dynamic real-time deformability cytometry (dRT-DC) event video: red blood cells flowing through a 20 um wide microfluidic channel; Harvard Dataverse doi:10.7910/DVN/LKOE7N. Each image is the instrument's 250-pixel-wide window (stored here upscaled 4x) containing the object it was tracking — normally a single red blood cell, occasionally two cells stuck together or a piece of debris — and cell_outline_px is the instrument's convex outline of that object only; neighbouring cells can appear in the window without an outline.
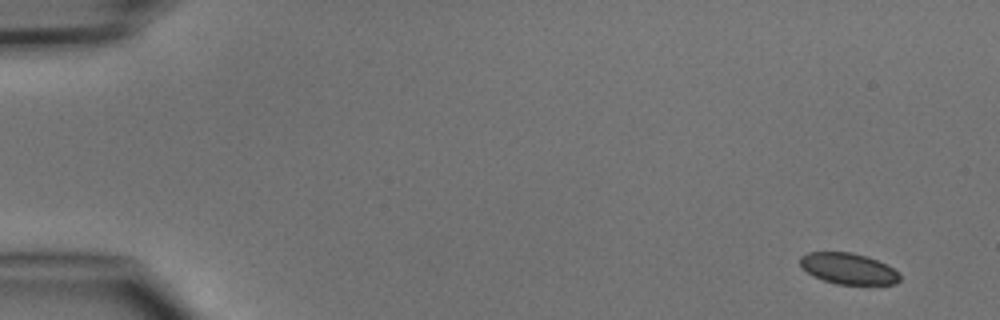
{"species": "common noctule bat (a hibernating species)", "species_latin": "Nyctalus noctula", "temperature_condition": "cold", "stored_images_in_passage": 6, "camera_frame_rate_fps": 3000, "um_per_image_px": 0.085, "animal": {"sex": "male", "body_mass_g": 15.6}, "frame": {"image": 1, "passage_image": 1, "time_ms": 0.0, "image_size_px": [1000, 320], "cell_outline_px": [[900, 280], [896, 284], [836, 284], [812, 276], [800, 264], [800, 256], [808, 252], [852, 252], [876, 260], [892, 268], [900, 276]], "centroid_in_image_um": [72.08, 22.83], "position_along_channel_um": 12.9, "area_um2": 17.8}}
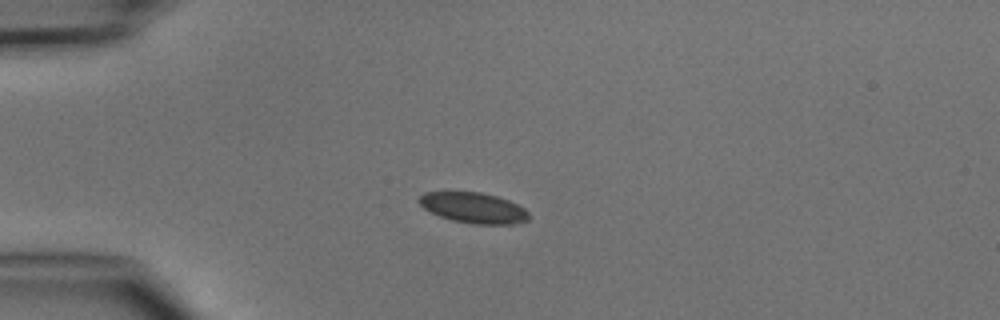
{"frame": {"image": 2, "passage_image": 4, "time_ms": 3.333, "image_size_px": [1000, 320], "cell_outline_px": [[528, 220], [516, 224], [472, 224], [452, 220], [428, 212], [416, 200], [424, 192], [480, 192], [496, 196], [508, 200], [524, 208], [528, 212]], "centroid_in_image_um": [40.22, 17.67], "position_along_channel_um": 44.8, "area_um2": 19.59}}
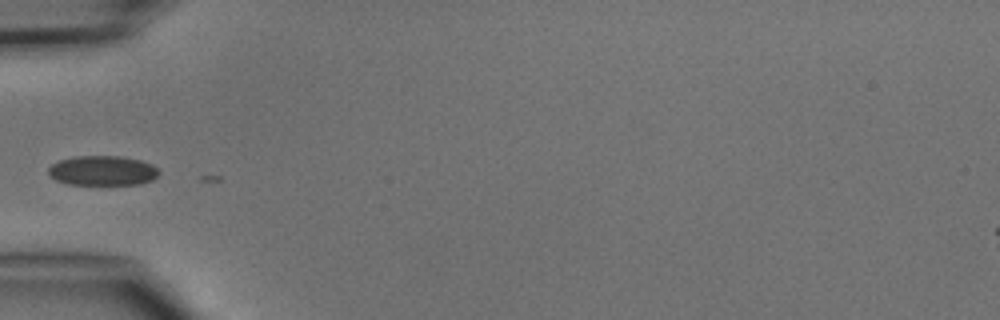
{"frame": {"image": 3, "passage_image": 5, "time_ms": 4.667, "image_size_px": [1000, 320], "cell_outline_px": [[160, 172], [152, 180], [140, 184], [68, 184], [56, 180], [48, 176], [48, 168], [52, 164], [60, 160], [76, 156], [120, 156], [140, 160], [152, 164]], "centroid_in_image_um": [8.7, 14.5], "position_along_channel_um": 76.3, "area_um2": 19.13}}